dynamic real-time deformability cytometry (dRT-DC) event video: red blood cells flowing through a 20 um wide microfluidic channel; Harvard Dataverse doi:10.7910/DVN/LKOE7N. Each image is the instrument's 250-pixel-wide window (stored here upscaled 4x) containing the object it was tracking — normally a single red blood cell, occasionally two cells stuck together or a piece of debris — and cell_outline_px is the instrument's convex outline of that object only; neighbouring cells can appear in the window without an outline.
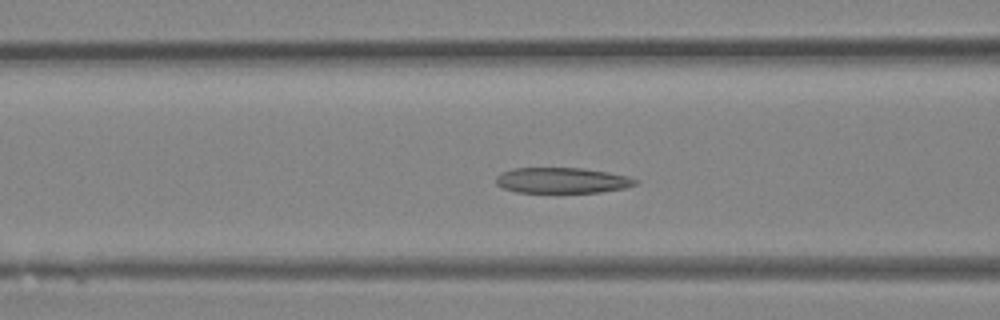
{"species": "Egyptian fruit bat (a non-hibernating species)", "species_latin": "Rousettus aegyptiacus", "temperature_condition": "room temperature", "stored_images_in_passage": 37, "camera_frame_rate_fps": 3000, "um_per_image_px": 0.085, "animal": {"sex": "female"}, "frame": {"image": 1, "passage_image": 13, "time_ms": 4.0, "image_size_px": [1000, 320], "cell_outline_px": [[640, 180], [636, 184], [624, 188], [600, 192], [516, 192], [504, 188], [496, 184], [496, 176], [500, 172], [512, 168], [580, 168], [608, 172], [628, 176]], "centroid_in_image_um": [47.76, 15.33], "position_along_channel_um": 118.8, "area_um2": 20.81}}
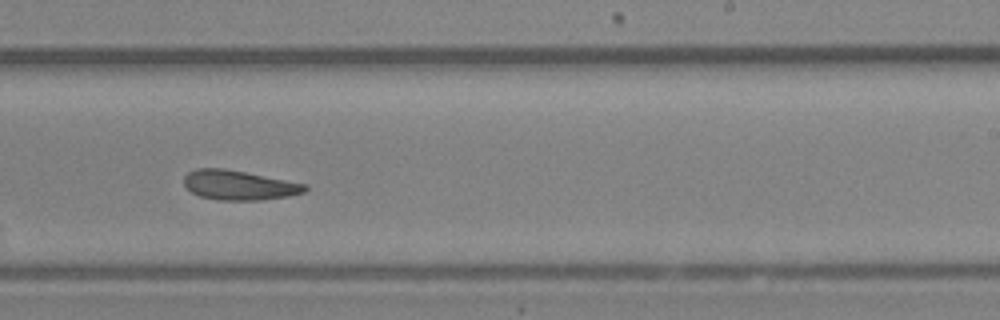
{"frame": {"image": 2, "passage_image": 22, "time_ms": 7.0, "image_size_px": [1000, 320], "cell_outline_px": [[308, 188], [304, 192], [288, 196], [260, 200], [220, 200], [200, 196], [192, 192], [184, 184], [184, 176], [188, 172], [196, 168], [224, 168], [308, 184]], "centroid_in_image_um": [20.32, 15.73], "position_along_channel_um": 268.7, "area_um2": 20.81}}
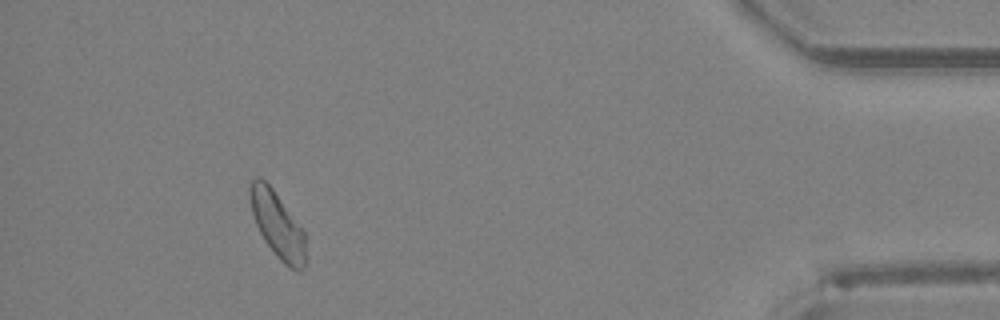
{"frame": {"image": 3, "passage_image": 34, "time_ms": 11.0, "image_size_px": [1000, 320], "cell_outline_px": [[304, 268], [300, 272], [296, 272], [288, 268], [280, 260], [264, 240], [256, 224], [252, 212], [248, 192], [248, 188], [252, 180], [256, 176], [260, 176], [272, 188], [304, 232]], "centroid_in_image_um": [23.55, 19.11], "position_along_channel_um": 411.7, "area_um2": 21.1}}